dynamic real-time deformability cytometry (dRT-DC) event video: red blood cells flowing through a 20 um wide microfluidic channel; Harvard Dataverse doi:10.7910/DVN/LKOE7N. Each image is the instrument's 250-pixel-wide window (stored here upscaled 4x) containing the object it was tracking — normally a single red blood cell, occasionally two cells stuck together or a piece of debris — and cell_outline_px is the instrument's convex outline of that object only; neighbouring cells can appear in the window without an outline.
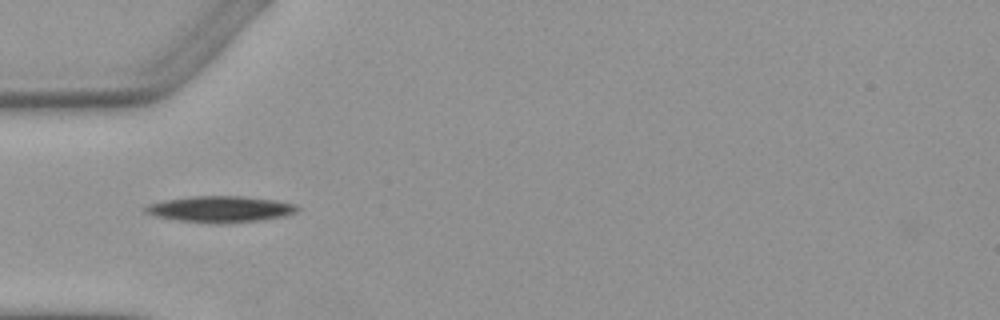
{"species": "Egyptian fruit bat (a non-hibernating species)", "species_latin": "Rousettus aegyptiacus", "temperature_condition": "warm", "stored_images_in_passage": 5, "camera_frame_rate_fps": 3000, "um_per_image_px": 0.085, "animal": {"sex": "female"}, "frame": {"image": 1, "passage_image": 3, "time_ms": 4.333, "image_size_px": [1000, 320], "cell_outline_px": [[300, 208], [296, 212], [284, 216], [260, 220], [176, 220], [156, 216], [144, 212], [140, 208], [144, 204], [164, 200], [192, 196], [244, 196], [276, 200], [296, 204]], "centroid_in_image_um": [18.68, 17.71], "position_along_channel_um": 66.3, "area_um2": 22.31}}
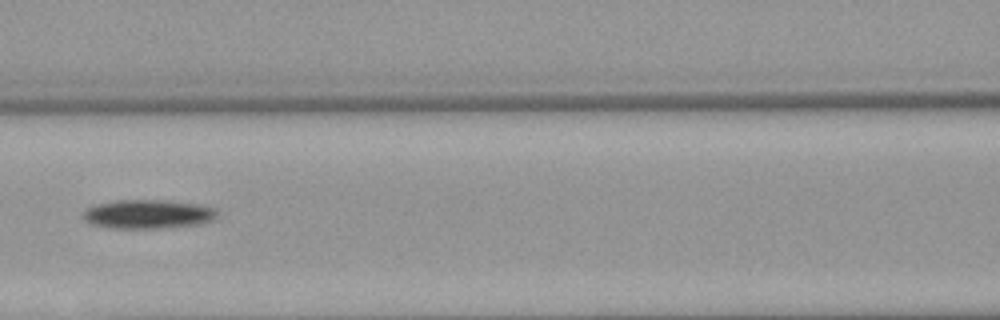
{"frame": {"image": 2, "passage_image": 5, "time_ms": 6.667, "image_size_px": [1000, 320], "cell_outline_px": [[216, 216], [212, 220], [200, 224], [160, 228], [108, 228], [88, 224], [80, 216], [80, 212], [92, 204], [116, 200], [160, 200], [196, 204], [216, 208]], "centroid_in_image_um": [12.45, 18.2], "position_along_channel_um": 154.2, "area_um2": 22.95}}